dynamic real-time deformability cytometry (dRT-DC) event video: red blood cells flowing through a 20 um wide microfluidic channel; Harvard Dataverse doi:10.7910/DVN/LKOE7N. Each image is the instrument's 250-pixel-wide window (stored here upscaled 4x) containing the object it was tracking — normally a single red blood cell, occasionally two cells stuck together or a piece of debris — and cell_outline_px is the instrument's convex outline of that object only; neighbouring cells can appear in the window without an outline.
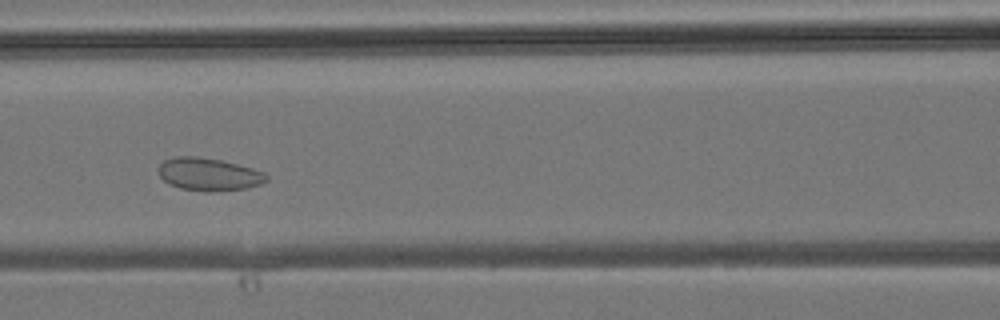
{"species": "common noctule bat (a hibernating species)", "species_latin": "Nyctalus noctula", "temperature_condition": "room temperature", "stored_images_in_passage": 39, "camera_frame_rate_fps": 3000, "um_per_image_px": 0.085, "animal": {"sex": "male", "body_mass_g": 19.2, "forearm_length_mm": 51.8}, "frame": {"image": 1, "passage_image": 15, "time_ms": 4.667, "image_size_px": [1000, 320], "cell_outline_px": [[268, 180], [260, 184], [248, 188], [180, 188], [168, 184], [160, 176], [160, 164], [164, 160], [176, 156], [196, 156], [220, 160], [252, 168], [264, 172], [268, 176]], "centroid_in_image_um": [17.74, 14.75], "position_along_channel_um": 148.9, "area_um2": 19.54}}
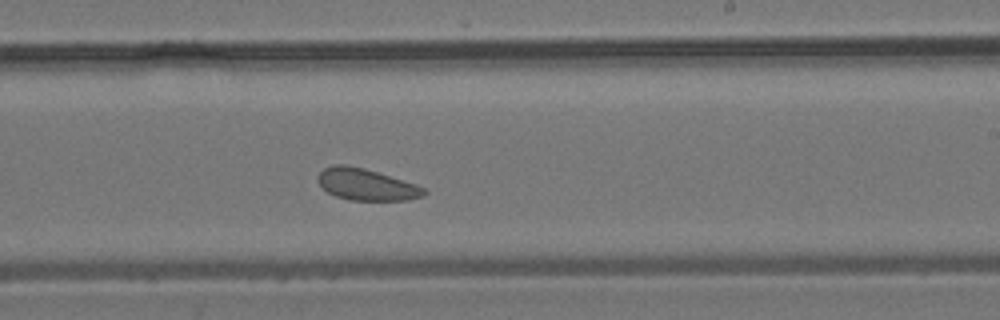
{"frame": {"image": 2, "passage_image": 22, "time_ms": 7.0, "image_size_px": [1000, 320], "cell_outline_px": [[428, 192], [424, 196], [408, 200], [348, 200], [336, 196], [328, 192], [320, 184], [320, 172], [324, 168], [336, 164], [344, 164], [364, 168], [416, 184], [424, 188]], "centroid_in_image_um": [31.18, 15.69], "position_along_channel_um": 257.8, "area_um2": 19.31}}
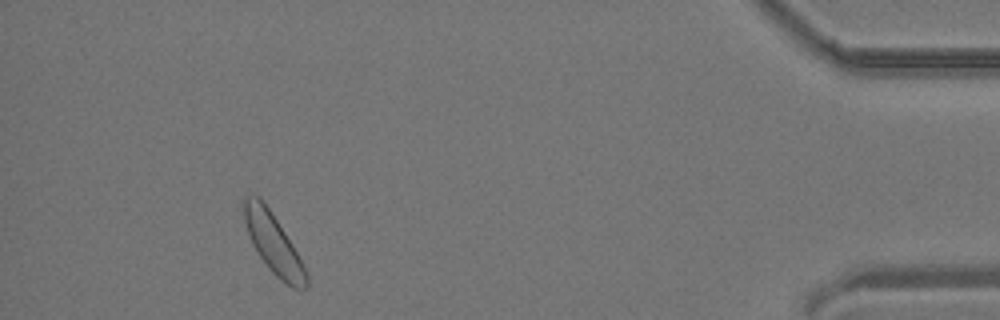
{"frame": {"image": 3, "passage_image": 36, "time_ms": 11.667, "image_size_px": [1000, 320], "cell_outline_px": [[308, 288], [292, 288], [280, 280], [268, 268], [252, 244], [244, 220], [240, 200], [244, 196], [252, 192], [260, 196], [292, 244], [304, 264], [308, 272]], "centroid_in_image_um": [23.2, 20.65], "position_along_channel_um": 412.0, "area_um2": 21.96}}